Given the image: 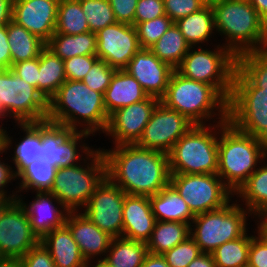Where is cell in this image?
Segmentation results:
<instances>
[{
    "mask_svg": "<svg viewBox=\"0 0 267 267\" xmlns=\"http://www.w3.org/2000/svg\"><path fill=\"white\" fill-rule=\"evenodd\" d=\"M101 148L106 161V176L129 195L153 196L170 183L167 153L136 144Z\"/></svg>",
    "mask_w": 267,
    "mask_h": 267,
    "instance_id": "obj_1",
    "label": "cell"
},
{
    "mask_svg": "<svg viewBox=\"0 0 267 267\" xmlns=\"http://www.w3.org/2000/svg\"><path fill=\"white\" fill-rule=\"evenodd\" d=\"M47 120L93 137L95 133L104 134L109 116L102 93L80 80H66L48 101Z\"/></svg>",
    "mask_w": 267,
    "mask_h": 267,
    "instance_id": "obj_2",
    "label": "cell"
},
{
    "mask_svg": "<svg viewBox=\"0 0 267 267\" xmlns=\"http://www.w3.org/2000/svg\"><path fill=\"white\" fill-rule=\"evenodd\" d=\"M212 10L216 34L236 57L267 49V24L248 0H221Z\"/></svg>",
    "mask_w": 267,
    "mask_h": 267,
    "instance_id": "obj_3",
    "label": "cell"
},
{
    "mask_svg": "<svg viewBox=\"0 0 267 267\" xmlns=\"http://www.w3.org/2000/svg\"><path fill=\"white\" fill-rule=\"evenodd\" d=\"M160 102L194 125L228 121V101L212 85L185 78L176 70Z\"/></svg>",
    "mask_w": 267,
    "mask_h": 267,
    "instance_id": "obj_4",
    "label": "cell"
},
{
    "mask_svg": "<svg viewBox=\"0 0 267 267\" xmlns=\"http://www.w3.org/2000/svg\"><path fill=\"white\" fill-rule=\"evenodd\" d=\"M266 156L256 137L239 131L229 121L220 122L217 175L233 193Z\"/></svg>",
    "mask_w": 267,
    "mask_h": 267,
    "instance_id": "obj_5",
    "label": "cell"
},
{
    "mask_svg": "<svg viewBox=\"0 0 267 267\" xmlns=\"http://www.w3.org/2000/svg\"><path fill=\"white\" fill-rule=\"evenodd\" d=\"M220 122L193 125L168 153L170 173L217 174Z\"/></svg>",
    "mask_w": 267,
    "mask_h": 267,
    "instance_id": "obj_6",
    "label": "cell"
},
{
    "mask_svg": "<svg viewBox=\"0 0 267 267\" xmlns=\"http://www.w3.org/2000/svg\"><path fill=\"white\" fill-rule=\"evenodd\" d=\"M105 177L103 152L94 148L78 165L58 168L50 192L69 212H79Z\"/></svg>",
    "mask_w": 267,
    "mask_h": 267,
    "instance_id": "obj_7",
    "label": "cell"
},
{
    "mask_svg": "<svg viewBox=\"0 0 267 267\" xmlns=\"http://www.w3.org/2000/svg\"><path fill=\"white\" fill-rule=\"evenodd\" d=\"M218 210L195 215L190 224V236L202 253L211 254L216 248L244 236L250 229L248 222L255 218L236 198Z\"/></svg>",
    "mask_w": 267,
    "mask_h": 267,
    "instance_id": "obj_8",
    "label": "cell"
},
{
    "mask_svg": "<svg viewBox=\"0 0 267 267\" xmlns=\"http://www.w3.org/2000/svg\"><path fill=\"white\" fill-rule=\"evenodd\" d=\"M213 45L214 49L190 47L176 71L190 80L212 85L228 101L237 57L221 42Z\"/></svg>",
    "mask_w": 267,
    "mask_h": 267,
    "instance_id": "obj_9",
    "label": "cell"
},
{
    "mask_svg": "<svg viewBox=\"0 0 267 267\" xmlns=\"http://www.w3.org/2000/svg\"><path fill=\"white\" fill-rule=\"evenodd\" d=\"M47 116L48 101L36 87L11 68L0 70V122L11 117L12 123L40 122Z\"/></svg>",
    "mask_w": 267,
    "mask_h": 267,
    "instance_id": "obj_10",
    "label": "cell"
},
{
    "mask_svg": "<svg viewBox=\"0 0 267 267\" xmlns=\"http://www.w3.org/2000/svg\"><path fill=\"white\" fill-rule=\"evenodd\" d=\"M228 121L239 131L258 137L267 127V93L237 67L228 100Z\"/></svg>",
    "mask_w": 267,
    "mask_h": 267,
    "instance_id": "obj_11",
    "label": "cell"
},
{
    "mask_svg": "<svg viewBox=\"0 0 267 267\" xmlns=\"http://www.w3.org/2000/svg\"><path fill=\"white\" fill-rule=\"evenodd\" d=\"M170 184L194 215L223 208L234 197L217 174L171 173Z\"/></svg>",
    "mask_w": 267,
    "mask_h": 267,
    "instance_id": "obj_12",
    "label": "cell"
},
{
    "mask_svg": "<svg viewBox=\"0 0 267 267\" xmlns=\"http://www.w3.org/2000/svg\"><path fill=\"white\" fill-rule=\"evenodd\" d=\"M89 137L87 132L72 131L49 120L42 121V161L56 168L78 165L94 149V145L87 143Z\"/></svg>",
    "mask_w": 267,
    "mask_h": 267,
    "instance_id": "obj_13",
    "label": "cell"
},
{
    "mask_svg": "<svg viewBox=\"0 0 267 267\" xmlns=\"http://www.w3.org/2000/svg\"><path fill=\"white\" fill-rule=\"evenodd\" d=\"M125 195L122 188L106 176L95 189L82 213L111 237H122Z\"/></svg>",
    "mask_w": 267,
    "mask_h": 267,
    "instance_id": "obj_14",
    "label": "cell"
},
{
    "mask_svg": "<svg viewBox=\"0 0 267 267\" xmlns=\"http://www.w3.org/2000/svg\"><path fill=\"white\" fill-rule=\"evenodd\" d=\"M193 125L182 114L159 102L136 145L168 154Z\"/></svg>",
    "mask_w": 267,
    "mask_h": 267,
    "instance_id": "obj_15",
    "label": "cell"
},
{
    "mask_svg": "<svg viewBox=\"0 0 267 267\" xmlns=\"http://www.w3.org/2000/svg\"><path fill=\"white\" fill-rule=\"evenodd\" d=\"M39 242L25 208L14 200L0 218V258L21 259Z\"/></svg>",
    "mask_w": 267,
    "mask_h": 267,
    "instance_id": "obj_16",
    "label": "cell"
},
{
    "mask_svg": "<svg viewBox=\"0 0 267 267\" xmlns=\"http://www.w3.org/2000/svg\"><path fill=\"white\" fill-rule=\"evenodd\" d=\"M160 99L148 96L145 100L125 106L109 116L104 136H108L114 146L136 144L151 118Z\"/></svg>",
    "mask_w": 267,
    "mask_h": 267,
    "instance_id": "obj_17",
    "label": "cell"
},
{
    "mask_svg": "<svg viewBox=\"0 0 267 267\" xmlns=\"http://www.w3.org/2000/svg\"><path fill=\"white\" fill-rule=\"evenodd\" d=\"M96 55L116 70L125 69L140 50L134 25L116 22L96 33Z\"/></svg>",
    "mask_w": 267,
    "mask_h": 267,
    "instance_id": "obj_18",
    "label": "cell"
},
{
    "mask_svg": "<svg viewBox=\"0 0 267 267\" xmlns=\"http://www.w3.org/2000/svg\"><path fill=\"white\" fill-rule=\"evenodd\" d=\"M59 0H13L12 21L47 43L55 33Z\"/></svg>",
    "mask_w": 267,
    "mask_h": 267,
    "instance_id": "obj_19",
    "label": "cell"
},
{
    "mask_svg": "<svg viewBox=\"0 0 267 267\" xmlns=\"http://www.w3.org/2000/svg\"><path fill=\"white\" fill-rule=\"evenodd\" d=\"M26 202L20 194L17 200L25 208L33 233L41 240L46 234L65 224L69 212L50 191H35Z\"/></svg>",
    "mask_w": 267,
    "mask_h": 267,
    "instance_id": "obj_20",
    "label": "cell"
},
{
    "mask_svg": "<svg viewBox=\"0 0 267 267\" xmlns=\"http://www.w3.org/2000/svg\"><path fill=\"white\" fill-rule=\"evenodd\" d=\"M124 70L139 82L149 96L158 99L165 95L170 76L174 71L147 48H140Z\"/></svg>",
    "mask_w": 267,
    "mask_h": 267,
    "instance_id": "obj_21",
    "label": "cell"
},
{
    "mask_svg": "<svg viewBox=\"0 0 267 267\" xmlns=\"http://www.w3.org/2000/svg\"><path fill=\"white\" fill-rule=\"evenodd\" d=\"M65 225L87 263L102 262L105 259L113 237L100 230L82 211L68 212Z\"/></svg>",
    "mask_w": 267,
    "mask_h": 267,
    "instance_id": "obj_22",
    "label": "cell"
},
{
    "mask_svg": "<svg viewBox=\"0 0 267 267\" xmlns=\"http://www.w3.org/2000/svg\"><path fill=\"white\" fill-rule=\"evenodd\" d=\"M17 128L20 129L23 136L20 139L14 141V137L10 136L5 127L4 139L6 152L10 153L12 150L14 153L9 158L13 163L15 174L17 175L26 165L42 160V121L40 122H26V123H15ZM23 137V138H21ZM14 141V142H13ZM19 141V142H18ZM14 143V144H13ZM14 145V146H13ZM8 150V151H7Z\"/></svg>",
    "mask_w": 267,
    "mask_h": 267,
    "instance_id": "obj_23",
    "label": "cell"
},
{
    "mask_svg": "<svg viewBox=\"0 0 267 267\" xmlns=\"http://www.w3.org/2000/svg\"><path fill=\"white\" fill-rule=\"evenodd\" d=\"M122 215V237L147 243L156 223L149 197L126 194Z\"/></svg>",
    "mask_w": 267,
    "mask_h": 267,
    "instance_id": "obj_24",
    "label": "cell"
},
{
    "mask_svg": "<svg viewBox=\"0 0 267 267\" xmlns=\"http://www.w3.org/2000/svg\"><path fill=\"white\" fill-rule=\"evenodd\" d=\"M149 95L126 70H116L106 89L104 105L108 116L116 110L145 100Z\"/></svg>",
    "mask_w": 267,
    "mask_h": 267,
    "instance_id": "obj_25",
    "label": "cell"
},
{
    "mask_svg": "<svg viewBox=\"0 0 267 267\" xmlns=\"http://www.w3.org/2000/svg\"><path fill=\"white\" fill-rule=\"evenodd\" d=\"M40 242L51 254L56 267H88L78 244L65 224L46 234Z\"/></svg>",
    "mask_w": 267,
    "mask_h": 267,
    "instance_id": "obj_26",
    "label": "cell"
},
{
    "mask_svg": "<svg viewBox=\"0 0 267 267\" xmlns=\"http://www.w3.org/2000/svg\"><path fill=\"white\" fill-rule=\"evenodd\" d=\"M267 156L263 163L234 193L236 201L250 211L255 220L267 215ZM239 199V200H238ZM241 199V200H240ZM243 202V203H242Z\"/></svg>",
    "mask_w": 267,
    "mask_h": 267,
    "instance_id": "obj_27",
    "label": "cell"
},
{
    "mask_svg": "<svg viewBox=\"0 0 267 267\" xmlns=\"http://www.w3.org/2000/svg\"><path fill=\"white\" fill-rule=\"evenodd\" d=\"M156 221L191 224L195 215L176 189L169 183L160 192L149 197Z\"/></svg>",
    "mask_w": 267,
    "mask_h": 267,
    "instance_id": "obj_28",
    "label": "cell"
},
{
    "mask_svg": "<svg viewBox=\"0 0 267 267\" xmlns=\"http://www.w3.org/2000/svg\"><path fill=\"white\" fill-rule=\"evenodd\" d=\"M174 23L190 47L202 45L203 47H208L212 36L214 38L216 35L212 6H204L199 11L181 18Z\"/></svg>",
    "mask_w": 267,
    "mask_h": 267,
    "instance_id": "obj_29",
    "label": "cell"
},
{
    "mask_svg": "<svg viewBox=\"0 0 267 267\" xmlns=\"http://www.w3.org/2000/svg\"><path fill=\"white\" fill-rule=\"evenodd\" d=\"M46 47L62 60L73 56L96 55L97 36L91 31L77 35L54 33Z\"/></svg>",
    "mask_w": 267,
    "mask_h": 267,
    "instance_id": "obj_30",
    "label": "cell"
},
{
    "mask_svg": "<svg viewBox=\"0 0 267 267\" xmlns=\"http://www.w3.org/2000/svg\"><path fill=\"white\" fill-rule=\"evenodd\" d=\"M147 254V243L116 237L102 262L108 267H141Z\"/></svg>",
    "mask_w": 267,
    "mask_h": 267,
    "instance_id": "obj_31",
    "label": "cell"
},
{
    "mask_svg": "<svg viewBox=\"0 0 267 267\" xmlns=\"http://www.w3.org/2000/svg\"><path fill=\"white\" fill-rule=\"evenodd\" d=\"M66 80L63 60L45 47L39 55L38 91L49 101Z\"/></svg>",
    "mask_w": 267,
    "mask_h": 267,
    "instance_id": "obj_32",
    "label": "cell"
},
{
    "mask_svg": "<svg viewBox=\"0 0 267 267\" xmlns=\"http://www.w3.org/2000/svg\"><path fill=\"white\" fill-rule=\"evenodd\" d=\"M7 34L12 65L39 57L40 52L46 47V43L38 36L12 20L7 23Z\"/></svg>",
    "mask_w": 267,
    "mask_h": 267,
    "instance_id": "obj_33",
    "label": "cell"
},
{
    "mask_svg": "<svg viewBox=\"0 0 267 267\" xmlns=\"http://www.w3.org/2000/svg\"><path fill=\"white\" fill-rule=\"evenodd\" d=\"M190 236V225L182 222L156 221L150 240L148 253L163 255Z\"/></svg>",
    "mask_w": 267,
    "mask_h": 267,
    "instance_id": "obj_34",
    "label": "cell"
},
{
    "mask_svg": "<svg viewBox=\"0 0 267 267\" xmlns=\"http://www.w3.org/2000/svg\"><path fill=\"white\" fill-rule=\"evenodd\" d=\"M190 45L175 23L149 49L155 56L176 70L187 54Z\"/></svg>",
    "mask_w": 267,
    "mask_h": 267,
    "instance_id": "obj_35",
    "label": "cell"
},
{
    "mask_svg": "<svg viewBox=\"0 0 267 267\" xmlns=\"http://www.w3.org/2000/svg\"><path fill=\"white\" fill-rule=\"evenodd\" d=\"M57 169L55 166L46 163L45 161H34L26 165L18 174L16 183L18 185V193H31L35 191H50Z\"/></svg>",
    "mask_w": 267,
    "mask_h": 267,
    "instance_id": "obj_36",
    "label": "cell"
},
{
    "mask_svg": "<svg viewBox=\"0 0 267 267\" xmlns=\"http://www.w3.org/2000/svg\"><path fill=\"white\" fill-rule=\"evenodd\" d=\"M79 0H59L55 33L77 35L89 32Z\"/></svg>",
    "mask_w": 267,
    "mask_h": 267,
    "instance_id": "obj_37",
    "label": "cell"
},
{
    "mask_svg": "<svg viewBox=\"0 0 267 267\" xmlns=\"http://www.w3.org/2000/svg\"><path fill=\"white\" fill-rule=\"evenodd\" d=\"M249 232L242 237L227 241L211 253L216 267H244L248 265L252 239V234Z\"/></svg>",
    "mask_w": 267,
    "mask_h": 267,
    "instance_id": "obj_38",
    "label": "cell"
},
{
    "mask_svg": "<svg viewBox=\"0 0 267 267\" xmlns=\"http://www.w3.org/2000/svg\"><path fill=\"white\" fill-rule=\"evenodd\" d=\"M237 68L256 86L267 93V49L237 56Z\"/></svg>",
    "mask_w": 267,
    "mask_h": 267,
    "instance_id": "obj_39",
    "label": "cell"
},
{
    "mask_svg": "<svg viewBox=\"0 0 267 267\" xmlns=\"http://www.w3.org/2000/svg\"><path fill=\"white\" fill-rule=\"evenodd\" d=\"M91 32L97 33L117 21L109 0H79Z\"/></svg>",
    "mask_w": 267,
    "mask_h": 267,
    "instance_id": "obj_40",
    "label": "cell"
},
{
    "mask_svg": "<svg viewBox=\"0 0 267 267\" xmlns=\"http://www.w3.org/2000/svg\"><path fill=\"white\" fill-rule=\"evenodd\" d=\"M173 23L174 22L167 15H163L149 21L135 24L134 26L137 31L140 47L149 49Z\"/></svg>",
    "mask_w": 267,
    "mask_h": 267,
    "instance_id": "obj_41",
    "label": "cell"
},
{
    "mask_svg": "<svg viewBox=\"0 0 267 267\" xmlns=\"http://www.w3.org/2000/svg\"><path fill=\"white\" fill-rule=\"evenodd\" d=\"M202 254L200 247L189 236L162 256L170 267H187L188 264Z\"/></svg>",
    "mask_w": 267,
    "mask_h": 267,
    "instance_id": "obj_42",
    "label": "cell"
},
{
    "mask_svg": "<svg viewBox=\"0 0 267 267\" xmlns=\"http://www.w3.org/2000/svg\"><path fill=\"white\" fill-rule=\"evenodd\" d=\"M115 71L116 69L104 60L98 59L81 81L90 89L104 95Z\"/></svg>",
    "mask_w": 267,
    "mask_h": 267,
    "instance_id": "obj_43",
    "label": "cell"
},
{
    "mask_svg": "<svg viewBox=\"0 0 267 267\" xmlns=\"http://www.w3.org/2000/svg\"><path fill=\"white\" fill-rule=\"evenodd\" d=\"M254 221L256 227L255 231L253 230L254 234H252L248 266L267 267V236L259 229L256 220Z\"/></svg>",
    "mask_w": 267,
    "mask_h": 267,
    "instance_id": "obj_44",
    "label": "cell"
},
{
    "mask_svg": "<svg viewBox=\"0 0 267 267\" xmlns=\"http://www.w3.org/2000/svg\"><path fill=\"white\" fill-rule=\"evenodd\" d=\"M97 55H81L63 60L67 80H82L98 60Z\"/></svg>",
    "mask_w": 267,
    "mask_h": 267,
    "instance_id": "obj_45",
    "label": "cell"
},
{
    "mask_svg": "<svg viewBox=\"0 0 267 267\" xmlns=\"http://www.w3.org/2000/svg\"><path fill=\"white\" fill-rule=\"evenodd\" d=\"M204 6L200 0H164L165 13L173 22L199 11Z\"/></svg>",
    "mask_w": 267,
    "mask_h": 267,
    "instance_id": "obj_46",
    "label": "cell"
},
{
    "mask_svg": "<svg viewBox=\"0 0 267 267\" xmlns=\"http://www.w3.org/2000/svg\"><path fill=\"white\" fill-rule=\"evenodd\" d=\"M166 15L164 0H138L134 25Z\"/></svg>",
    "mask_w": 267,
    "mask_h": 267,
    "instance_id": "obj_47",
    "label": "cell"
},
{
    "mask_svg": "<svg viewBox=\"0 0 267 267\" xmlns=\"http://www.w3.org/2000/svg\"><path fill=\"white\" fill-rule=\"evenodd\" d=\"M3 153H5V155L8 154L5 149L0 153V198L17 200L19 195L17 185L12 192L7 189L9 184H12L13 181H17V175L15 174L14 168L12 164H10L9 159L7 157L3 158Z\"/></svg>",
    "mask_w": 267,
    "mask_h": 267,
    "instance_id": "obj_48",
    "label": "cell"
},
{
    "mask_svg": "<svg viewBox=\"0 0 267 267\" xmlns=\"http://www.w3.org/2000/svg\"><path fill=\"white\" fill-rule=\"evenodd\" d=\"M23 267H56L49 251L39 242L21 259Z\"/></svg>",
    "mask_w": 267,
    "mask_h": 267,
    "instance_id": "obj_49",
    "label": "cell"
},
{
    "mask_svg": "<svg viewBox=\"0 0 267 267\" xmlns=\"http://www.w3.org/2000/svg\"><path fill=\"white\" fill-rule=\"evenodd\" d=\"M109 3L117 22L134 25L135 9L138 0H109Z\"/></svg>",
    "mask_w": 267,
    "mask_h": 267,
    "instance_id": "obj_50",
    "label": "cell"
},
{
    "mask_svg": "<svg viewBox=\"0 0 267 267\" xmlns=\"http://www.w3.org/2000/svg\"><path fill=\"white\" fill-rule=\"evenodd\" d=\"M11 69L38 90L39 57L14 63Z\"/></svg>",
    "mask_w": 267,
    "mask_h": 267,
    "instance_id": "obj_51",
    "label": "cell"
},
{
    "mask_svg": "<svg viewBox=\"0 0 267 267\" xmlns=\"http://www.w3.org/2000/svg\"><path fill=\"white\" fill-rule=\"evenodd\" d=\"M12 67V57L8 44L7 24L0 26V70Z\"/></svg>",
    "mask_w": 267,
    "mask_h": 267,
    "instance_id": "obj_52",
    "label": "cell"
},
{
    "mask_svg": "<svg viewBox=\"0 0 267 267\" xmlns=\"http://www.w3.org/2000/svg\"><path fill=\"white\" fill-rule=\"evenodd\" d=\"M12 2L13 0H0V26L12 20Z\"/></svg>",
    "mask_w": 267,
    "mask_h": 267,
    "instance_id": "obj_53",
    "label": "cell"
},
{
    "mask_svg": "<svg viewBox=\"0 0 267 267\" xmlns=\"http://www.w3.org/2000/svg\"><path fill=\"white\" fill-rule=\"evenodd\" d=\"M187 267H216V264L212 254L202 253L191 261Z\"/></svg>",
    "mask_w": 267,
    "mask_h": 267,
    "instance_id": "obj_54",
    "label": "cell"
},
{
    "mask_svg": "<svg viewBox=\"0 0 267 267\" xmlns=\"http://www.w3.org/2000/svg\"><path fill=\"white\" fill-rule=\"evenodd\" d=\"M141 267H170L162 255L148 253Z\"/></svg>",
    "mask_w": 267,
    "mask_h": 267,
    "instance_id": "obj_55",
    "label": "cell"
},
{
    "mask_svg": "<svg viewBox=\"0 0 267 267\" xmlns=\"http://www.w3.org/2000/svg\"><path fill=\"white\" fill-rule=\"evenodd\" d=\"M258 12L260 18L267 24V0H248Z\"/></svg>",
    "mask_w": 267,
    "mask_h": 267,
    "instance_id": "obj_56",
    "label": "cell"
},
{
    "mask_svg": "<svg viewBox=\"0 0 267 267\" xmlns=\"http://www.w3.org/2000/svg\"><path fill=\"white\" fill-rule=\"evenodd\" d=\"M0 267H23L20 259L0 258Z\"/></svg>",
    "mask_w": 267,
    "mask_h": 267,
    "instance_id": "obj_57",
    "label": "cell"
},
{
    "mask_svg": "<svg viewBox=\"0 0 267 267\" xmlns=\"http://www.w3.org/2000/svg\"><path fill=\"white\" fill-rule=\"evenodd\" d=\"M259 229L267 236V215L256 219Z\"/></svg>",
    "mask_w": 267,
    "mask_h": 267,
    "instance_id": "obj_58",
    "label": "cell"
},
{
    "mask_svg": "<svg viewBox=\"0 0 267 267\" xmlns=\"http://www.w3.org/2000/svg\"><path fill=\"white\" fill-rule=\"evenodd\" d=\"M258 142L263 148L264 152L267 154V127L265 130L257 137Z\"/></svg>",
    "mask_w": 267,
    "mask_h": 267,
    "instance_id": "obj_59",
    "label": "cell"
},
{
    "mask_svg": "<svg viewBox=\"0 0 267 267\" xmlns=\"http://www.w3.org/2000/svg\"><path fill=\"white\" fill-rule=\"evenodd\" d=\"M14 201V199L0 198V218L4 210Z\"/></svg>",
    "mask_w": 267,
    "mask_h": 267,
    "instance_id": "obj_60",
    "label": "cell"
},
{
    "mask_svg": "<svg viewBox=\"0 0 267 267\" xmlns=\"http://www.w3.org/2000/svg\"><path fill=\"white\" fill-rule=\"evenodd\" d=\"M4 123L0 122V153L4 150V142H5V139H4V131H5V127H4Z\"/></svg>",
    "mask_w": 267,
    "mask_h": 267,
    "instance_id": "obj_61",
    "label": "cell"
},
{
    "mask_svg": "<svg viewBox=\"0 0 267 267\" xmlns=\"http://www.w3.org/2000/svg\"><path fill=\"white\" fill-rule=\"evenodd\" d=\"M205 6H213L219 3L221 0H200Z\"/></svg>",
    "mask_w": 267,
    "mask_h": 267,
    "instance_id": "obj_62",
    "label": "cell"
},
{
    "mask_svg": "<svg viewBox=\"0 0 267 267\" xmlns=\"http://www.w3.org/2000/svg\"><path fill=\"white\" fill-rule=\"evenodd\" d=\"M88 267H108L103 262L88 263Z\"/></svg>",
    "mask_w": 267,
    "mask_h": 267,
    "instance_id": "obj_63",
    "label": "cell"
}]
</instances>
